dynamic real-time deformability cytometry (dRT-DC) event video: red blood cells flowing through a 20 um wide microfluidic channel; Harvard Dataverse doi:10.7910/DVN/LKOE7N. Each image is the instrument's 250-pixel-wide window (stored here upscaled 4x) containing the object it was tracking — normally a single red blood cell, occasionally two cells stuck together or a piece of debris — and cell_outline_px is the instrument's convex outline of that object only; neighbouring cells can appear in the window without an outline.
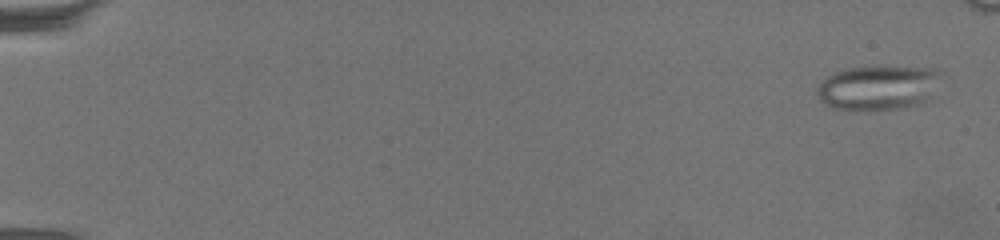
{"species": "common noctule bat (a hibernating species)", "species_latin": "Nyctalus noctula", "temperature_condition": "warm", "stored_images_in_passage": 64, "camera_frame_rate_fps": 3000, "um_per_image_px": 0.085, "animal": {"sex": "female", "body_mass_g": 19.5, "forearm_length_mm": 54.1}, "frame": {"image": 1, "passage_image": 3, "time_ms": 0.667, "image_size_px": [1000, 240], "cell_outline_px": [[936, 72], [928, 96], [924, 100], [916, 104], [900, 108], [832, 108], [824, 104], [816, 96], [816, 88], [828, 76], [844, 68], [884, 64], [932, 68]], "centroid_in_image_um": [74.49, 7.38], "position_along_channel_um": 10.5, "area_um2": 31.39}}
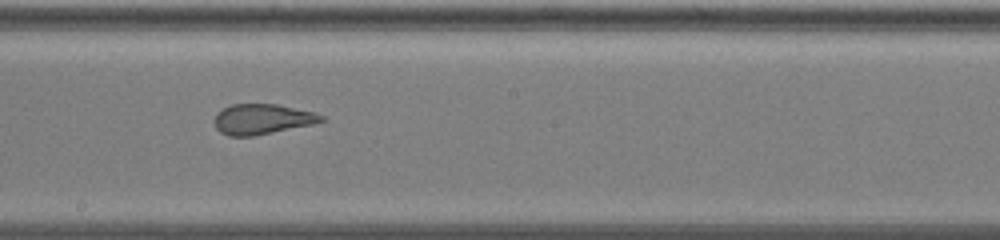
{"frame": {"image": 2, "passage_image": 40, "time_ms": 13.0, "image_size_px": [1000, 240], "cell_outline_px": [[324, 120], [312, 124], [252, 136], [228, 136], [220, 132], [216, 128], [212, 120], [216, 112], [232, 104], [276, 104], [312, 112], [324, 116]], "centroid_in_image_um": [22.2, 10.13], "position_along_channel_um": 226.0, "area_um2": 18.73}}
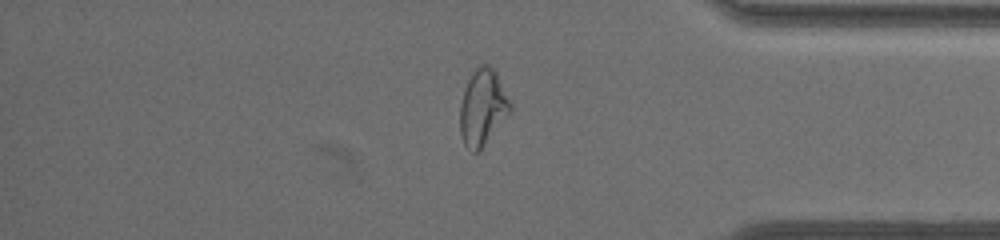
{"frame": {"image": 3, "passage_image": 57, "time_ms": 18.667, "image_size_px": [1000, 240], "cell_outline_px": [[512, 108], [480, 148], [476, 152], [472, 152], [464, 144], [460, 136], [460, 104], [468, 80], [472, 72], [480, 64], [488, 64], [496, 72], [512, 100]], "centroid_in_image_um": [41.02, 9.07], "position_along_channel_um": 394.2, "area_um2": 21.91}}